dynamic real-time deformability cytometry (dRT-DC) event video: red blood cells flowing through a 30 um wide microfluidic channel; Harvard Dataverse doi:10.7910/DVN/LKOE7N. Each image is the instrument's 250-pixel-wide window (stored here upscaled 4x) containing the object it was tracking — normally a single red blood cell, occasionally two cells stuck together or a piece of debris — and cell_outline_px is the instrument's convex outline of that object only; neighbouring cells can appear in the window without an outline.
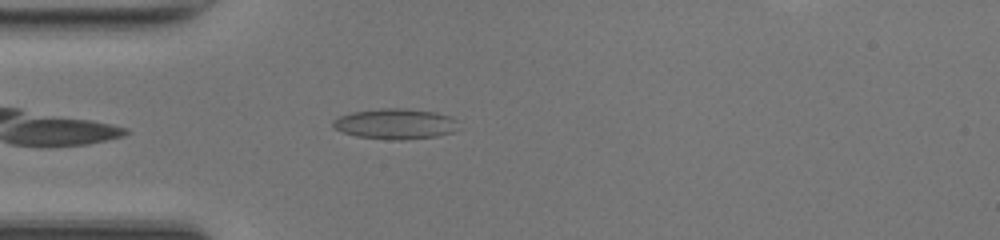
{"species": "common noctule bat (a hibernating species)", "species_latin": "Nyctalus noctula", "temperature_condition": "room temperature", "stored_images_in_passage": 39, "camera_frame_rate_fps": 3000, "um_per_image_px": 0.085, "animal": {"sex": "female", "body_mass_g": 17.0, "forearm_length_mm": 48.0}, "frame": {"image": 1, "passage_image": 3, "time_ms": 0.667, "image_size_px": [1000, 240], "cell_outline_px": [[456, 128], [452, 132], [436, 136], [400, 140], [396, 140], [356, 136], [332, 128], [332, 120], [340, 116], [352, 112], [380, 108], [404, 108], [436, 112], [448, 116], [456, 120]], "centroid_in_image_um": [33.55, 10.52], "position_along_channel_um": 51.4, "area_um2": 22.14}}
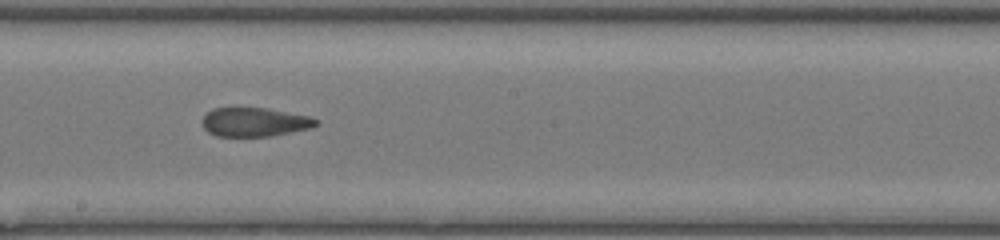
{"frame": {"image": 2, "passage_image": 16, "time_ms": 5.0, "image_size_px": [1000, 240], "cell_outline_px": [[320, 124], [312, 128], [272, 136], [216, 136], [208, 132], [200, 124], [200, 120], [212, 108], [268, 108], [312, 116], [320, 120]], "centroid_in_image_um": [21.68, 10.37], "position_along_channel_um": 226.5, "area_um2": 19.59}}
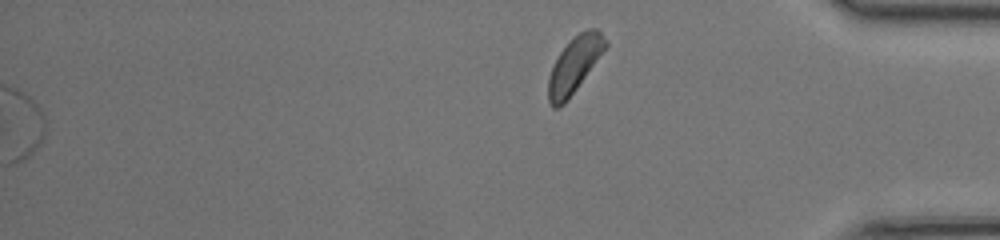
{"frame": {"image": 3, "passage_image": 39, "time_ms": 12.667, "image_size_px": [1000, 240], "cell_outline_px": [[608, 44], [576, 88], [564, 104], [556, 108], [552, 108], [548, 100], [548, 76], [560, 52], [580, 32], [588, 28], [596, 28], [608, 40]], "centroid_in_image_um": [48.81, 5.52], "position_along_channel_um": 386.4, "area_um2": 17.92}, "authors_computed_cell_mechanics": {"area_um2": 19.8254, "velocity_mm_per_s": 4.2347, "shape_relaxation_time_tau1_ms": null, "shape_relaxation_time_tau2_ms": 3.343, "deformation_change_tau1": null, "deformation_change_tau2": 0.1112}}